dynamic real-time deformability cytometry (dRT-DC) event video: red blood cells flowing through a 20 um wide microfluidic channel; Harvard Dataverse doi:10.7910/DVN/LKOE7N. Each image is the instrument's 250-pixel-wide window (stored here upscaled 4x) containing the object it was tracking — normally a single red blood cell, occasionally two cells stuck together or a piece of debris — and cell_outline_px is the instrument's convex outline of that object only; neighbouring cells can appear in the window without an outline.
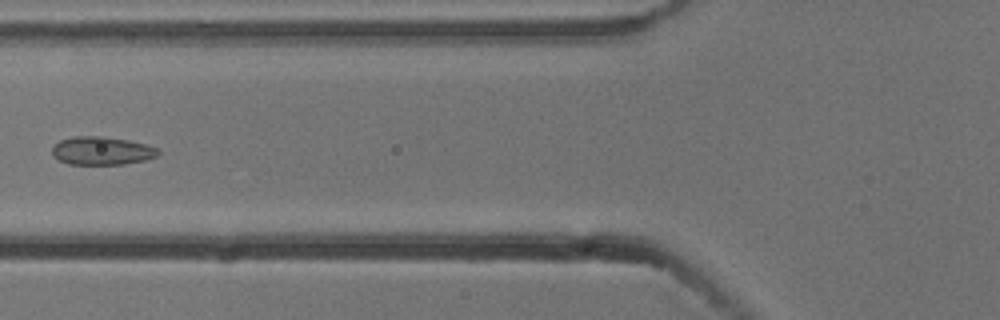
{"species": "common noctule bat (a hibernating species)", "species_latin": "Nyctalus noctula", "temperature_condition": "cold", "stored_images_in_passage": 7, "camera_frame_rate_fps": 3000, "um_per_image_px": 0.085, "animal": {"sex": "male", "body_mass_g": 13.3}, "frame": {"image": 1, "passage_image": 6, "time_ms": 1.667, "image_size_px": [1000, 320], "cell_outline_px": [[160, 152], [156, 156], [144, 160], [124, 164], [68, 164], [52, 156], [52, 148], [60, 140], [72, 136], [104, 136], [128, 140], [144, 144], [156, 148]], "centroid_in_image_um": [8.62, 12.81], "position_along_channel_um": 117.2, "area_um2": 17.34}}
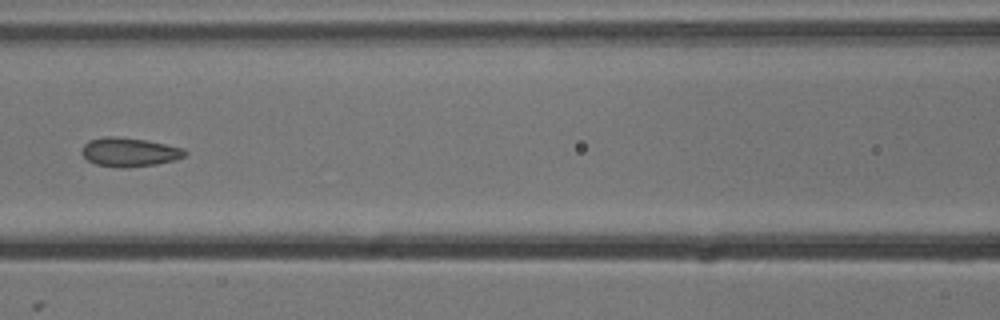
{"frame": {"image": 2, "passage_image": 7, "time_ms": 2.0, "image_size_px": [1000, 320], "cell_outline_px": [[188, 152], [184, 156], [176, 160], [156, 164], [124, 168], [96, 164], [88, 160], [80, 152], [84, 144], [88, 140], [104, 136], [112, 136], [144, 140], [184, 148]], "centroid_in_image_um": [10.98, 12.93], "position_along_channel_um": 155.6, "area_um2": 17.28}}